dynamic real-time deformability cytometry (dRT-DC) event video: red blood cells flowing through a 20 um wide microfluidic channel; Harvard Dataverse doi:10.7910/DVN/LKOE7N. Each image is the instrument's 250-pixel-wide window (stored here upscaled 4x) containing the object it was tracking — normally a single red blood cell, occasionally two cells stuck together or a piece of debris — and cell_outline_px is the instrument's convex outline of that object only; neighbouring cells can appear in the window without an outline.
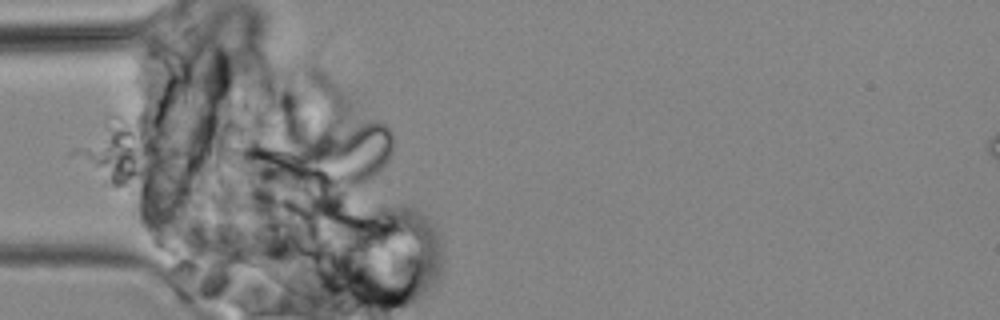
{"species": "common noctule bat (a hibernating species)", "species_latin": "Nyctalus noctula", "temperature_condition": "cold", "stored_images_in_passage": 10, "camera_frame_rate_fps": 3000, "um_per_image_px": 0.085, "animal": {"sex": "male", "body_mass_g": 19.2, "forearm_length_mm": 51.8}, "frame": {"image": 1, "passage_image": 9, "time_ms": 10.0, "image_size_px": [1000, 320], "cell_outline_px": [[392, 156], [380, 172], [356, 188], [344, 188], [312, 180], [300, 160], [300, 156], [304, 152], [320, 144], [364, 124], [388, 124], [392, 128]], "centroid_in_image_um": [29.79, 13.3], "position_along_channel_um": 55.2, "area_um2": 29.71}}